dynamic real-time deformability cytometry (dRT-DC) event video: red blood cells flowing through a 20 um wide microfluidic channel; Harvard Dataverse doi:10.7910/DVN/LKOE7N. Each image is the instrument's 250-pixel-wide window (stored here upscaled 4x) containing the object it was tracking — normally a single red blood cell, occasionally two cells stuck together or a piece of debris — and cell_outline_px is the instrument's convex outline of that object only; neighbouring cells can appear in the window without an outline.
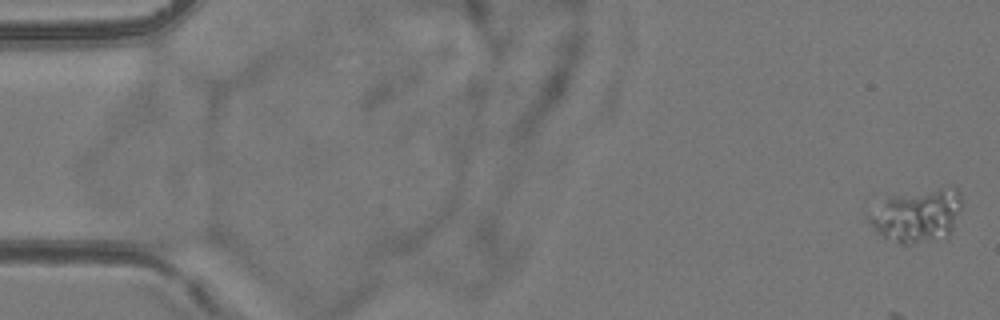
{"species": "common noctule bat (a hibernating species)", "species_latin": "Nyctalus noctula", "temperature_condition": "room temperature", "stored_images_in_passage": 6, "camera_frame_rate_fps": 3000, "um_per_image_px": 0.085, "animal": {"sex": "female", "body_mass_g": 24.6, "forearm_length_mm": 56.2}, "frame": {"image": 1, "passage_image": 1, "time_ms": 0.0, "image_size_px": [1000, 320], "cell_outline_px": [[964, 200], [948, 240], [904, 244], [900, 244], [876, 232], [868, 220], [868, 216], [872, 204], [892, 196], [940, 188], [956, 188]], "centroid_in_image_um": [77.97, 18.34], "position_along_channel_um": 7.0, "area_um2": 29.25}}